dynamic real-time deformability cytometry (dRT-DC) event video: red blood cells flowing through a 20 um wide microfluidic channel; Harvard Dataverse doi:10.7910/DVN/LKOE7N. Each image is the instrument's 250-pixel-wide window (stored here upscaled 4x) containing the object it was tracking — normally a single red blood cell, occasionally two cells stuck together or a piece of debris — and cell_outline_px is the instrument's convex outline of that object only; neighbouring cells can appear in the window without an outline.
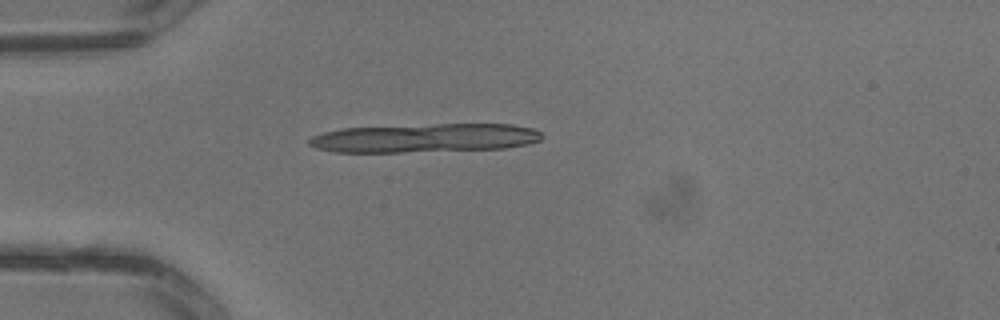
{"species": "common noctule bat (a hibernating species)", "species_latin": "Nyctalus noctula", "temperature_condition": "warm", "stored_images_in_passage": 2, "camera_frame_rate_fps": 3000, "um_per_image_px": 0.085, "animal": {"sex": "male", "body_mass_g": 13.3}, "frame": {"image": 1, "passage_image": 2, "time_ms": 0.333, "image_size_px": [1000, 320], "cell_outline_px": [[544, 136], [540, 140], [528, 144], [504, 148], [404, 152], [336, 152], [316, 148], [308, 144], [308, 140], [312, 136], [324, 132], [340, 128], [436, 124], [512, 124], [532, 128], [540, 132]], "centroid_in_image_um": [36.1, 11.73], "position_along_channel_um": 48.9, "area_um2": 39.07}}